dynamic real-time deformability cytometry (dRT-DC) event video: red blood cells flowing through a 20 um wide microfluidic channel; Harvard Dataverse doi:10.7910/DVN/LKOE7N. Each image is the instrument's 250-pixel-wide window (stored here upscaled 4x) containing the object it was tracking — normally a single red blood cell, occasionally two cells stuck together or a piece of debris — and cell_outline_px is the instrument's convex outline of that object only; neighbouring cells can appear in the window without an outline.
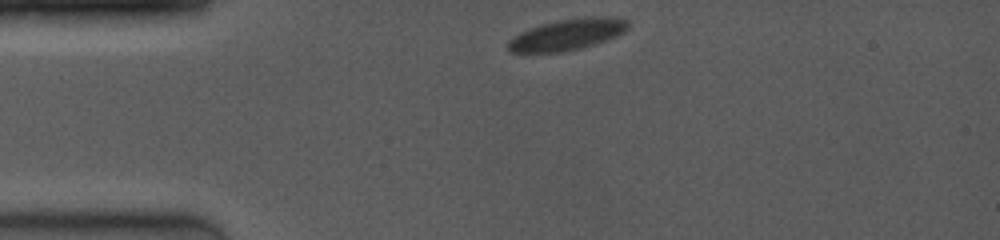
{"species": "common noctule bat (a hibernating species)", "species_latin": "Nyctalus noctula", "temperature_condition": "room temperature", "stored_images_in_passage": 33, "camera_frame_rate_fps": 4000, "um_per_image_px": 0.085, "animal": {"sex": "female", "body_mass_g": 19.0, "forearm_length_mm": 53.3}, "frame": {"image": 1, "passage_image": 1, "time_ms": 0.0, "image_size_px": [1000, 240], "cell_outline_px": [[632, 24], [624, 32], [616, 36], [580, 48], [556, 52], [512, 52], [508, 48], [508, 40], [512, 36], [528, 28], [560, 20], [584, 16], [616, 16], [628, 20]], "centroid_in_image_um": [48.27, 2.9], "position_along_channel_um": 36.7, "area_um2": 21.79}}
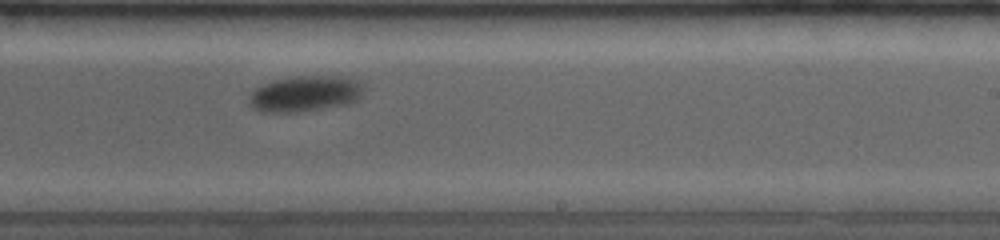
{"frame": {"image": 2, "passage_image": 19, "time_ms": 7.0, "image_size_px": [1000, 240], "cell_outline_px": [[360, 96], [356, 100], [348, 104], [296, 112], [260, 112], [252, 108], [248, 104], [248, 96], [256, 88], [264, 84], [276, 80], [292, 76], [332, 76], [348, 80], [356, 84], [360, 88]], "centroid_in_image_um": [25.77, 8.0], "position_along_channel_um": 263.2, "area_um2": 23.24}}
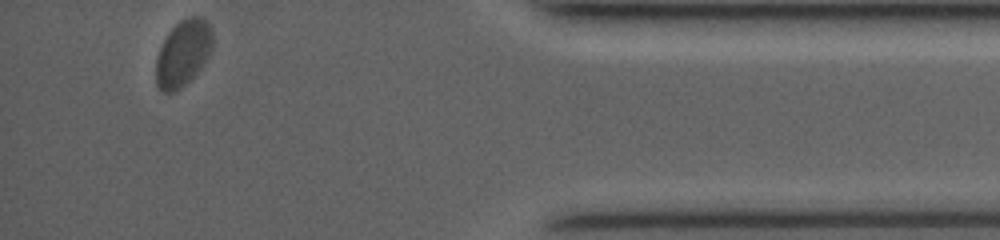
{"frame": {"image": 3, "passage_image": 33, "time_ms": 12.0, "image_size_px": [1000, 240], "cell_outline_px": [[212, 48], [208, 56], [200, 68], [180, 88], [172, 92], [160, 92], [156, 84], [156, 60], [160, 48], [168, 32], [180, 20], [188, 16], [200, 16], [212, 28]], "centroid_in_image_um": [15.55, 4.5], "position_along_channel_um": 419.7, "area_um2": 21.62}, "authors_computed_cell_mechanics": {"area_um2": 22.6576, "velocity_mm_per_s": 3.7626, "shape_relaxation_time_tau1_ms": 6.2823, "shape_relaxation_time_tau2_ms": null, "deformation_change_tau1": 0.1347, "deformation_change_tau2": null}}